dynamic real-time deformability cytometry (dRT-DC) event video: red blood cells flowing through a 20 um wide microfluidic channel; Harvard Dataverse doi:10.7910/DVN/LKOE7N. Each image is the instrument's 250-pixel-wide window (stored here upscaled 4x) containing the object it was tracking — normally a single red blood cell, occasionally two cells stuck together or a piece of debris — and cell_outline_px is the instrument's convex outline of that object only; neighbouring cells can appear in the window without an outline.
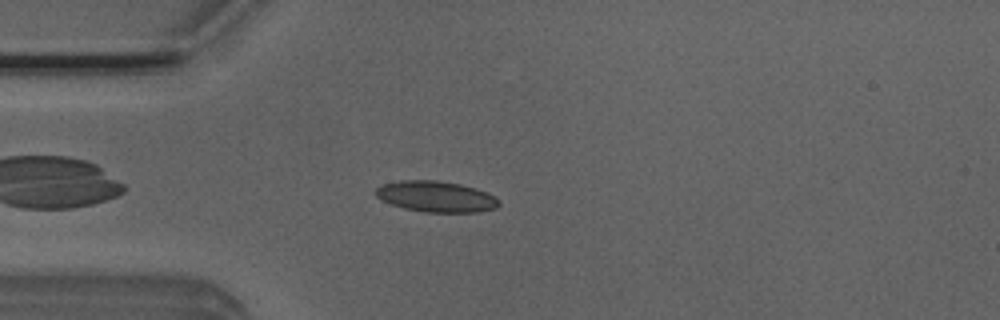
{"species": "Egyptian fruit bat (a non-hibernating species)", "species_latin": "Rousettus aegyptiacus", "temperature_condition": "room temperature", "stored_images_in_passage": 44, "camera_frame_rate_fps": 3000, "um_per_image_px": 0.085, "animal": {"sex": "male"}, "frame": {"image": 1, "passage_image": 5, "time_ms": 1.333, "image_size_px": [1000, 320], "cell_outline_px": [[500, 204], [496, 208], [476, 212], [424, 212], [404, 208], [392, 204], [376, 196], [372, 192], [376, 188], [384, 184], [400, 180], [436, 180], [460, 184], [476, 188], [496, 196], [500, 200]], "centroid_in_image_um": [37.08, 16.7], "position_along_channel_um": 47.9, "area_um2": 22.25}}
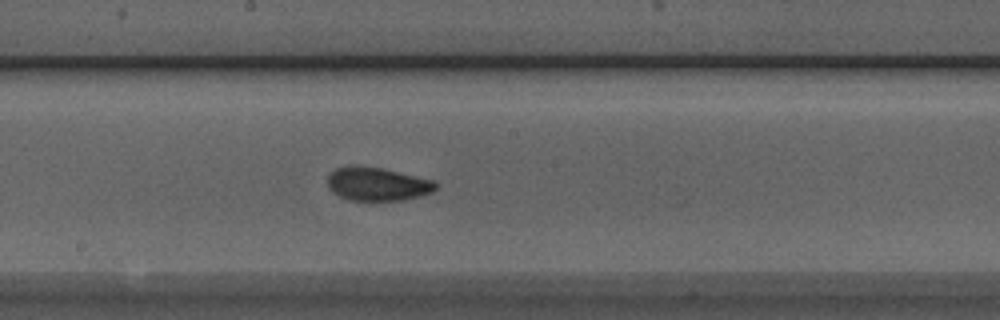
{"frame": {"image": 2, "passage_image": 19, "time_ms": 6.0, "image_size_px": [1000, 320], "cell_outline_px": [[436, 188], [432, 192], [420, 196], [404, 200], [348, 200], [332, 192], [328, 188], [328, 176], [336, 168], [380, 168], [432, 180], [436, 184]], "centroid_in_image_um": [32.08, 15.69], "position_along_channel_um": 216.1, "area_um2": 20.29}}
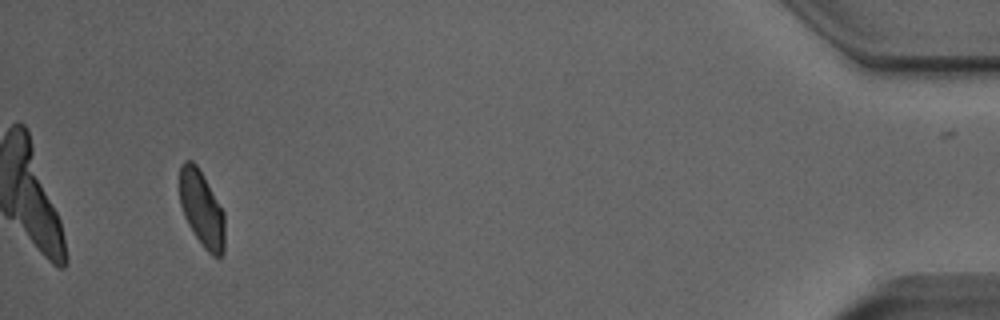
{"frame": {"image": 3, "passage_image": 41, "time_ms": 13.333, "image_size_px": [1000, 320], "cell_outline_px": [[224, 252], [220, 256], [212, 256], [204, 248], [188, 224], [184, 216], [180, 204], [180, 164], [184, 160], [192, 160], [196, 164], [224, 212]], "centroid_in_image_um": [17.14, 17.75], "position_along_channel_um": 418.1, "area_um2": 19.77}, "authors_computed_cell_mechanics": {"area_um2": 20.9236, "velocity_mm_per_s": 3.8424, "shape_relaxation_time_tau1_ms": 6.0616, "shape_relaxation_time_tau2_ms": 1.3871, "deformation_change_tau1": 0.1543, "deformation_change_tau2": 0.0693}}